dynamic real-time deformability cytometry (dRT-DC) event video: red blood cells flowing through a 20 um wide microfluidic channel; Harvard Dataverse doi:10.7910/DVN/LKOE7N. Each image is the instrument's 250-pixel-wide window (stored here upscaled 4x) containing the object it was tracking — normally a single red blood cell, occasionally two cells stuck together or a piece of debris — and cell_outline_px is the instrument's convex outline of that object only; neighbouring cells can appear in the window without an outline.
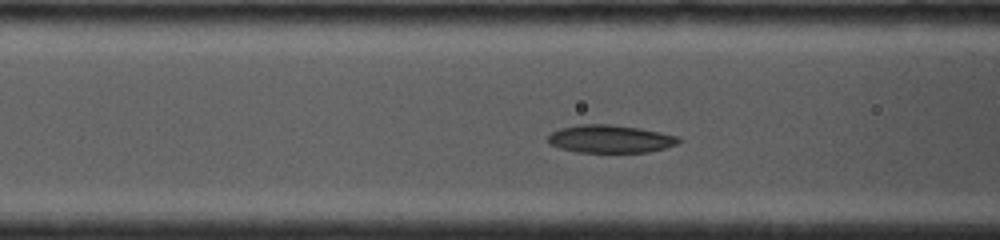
{"species": "common noctule bat (a hibernating species)", "species_latin": "Nyctalus noctula", "temperature_condition": "cold", "stored_images_in_passage": 8, "camera_frame_rate_fps": 4000, "um_per_image_px": 0.085, "animal": {"sex": "female", "body_mass_g": 19.0, "forearm_length_mm": 53.3}, "frame": {"image": 1, "passage_image": 6, "time_ms": 1.75, "image_size_px": [1000, 240], "cell_outline_px": [[684, 140], [676, 144], [664, 148], [648, 152], [576, 152], [560, 148], [548, 144], [548, 136], [552, 132], [560, 128], [576, 124], [608, 124], [640, 128], [680, 136]], "centroid_in_image_um": [51.88, 11.8], "position_along_channel_um": 114.7, "area_um2": 21.39}}